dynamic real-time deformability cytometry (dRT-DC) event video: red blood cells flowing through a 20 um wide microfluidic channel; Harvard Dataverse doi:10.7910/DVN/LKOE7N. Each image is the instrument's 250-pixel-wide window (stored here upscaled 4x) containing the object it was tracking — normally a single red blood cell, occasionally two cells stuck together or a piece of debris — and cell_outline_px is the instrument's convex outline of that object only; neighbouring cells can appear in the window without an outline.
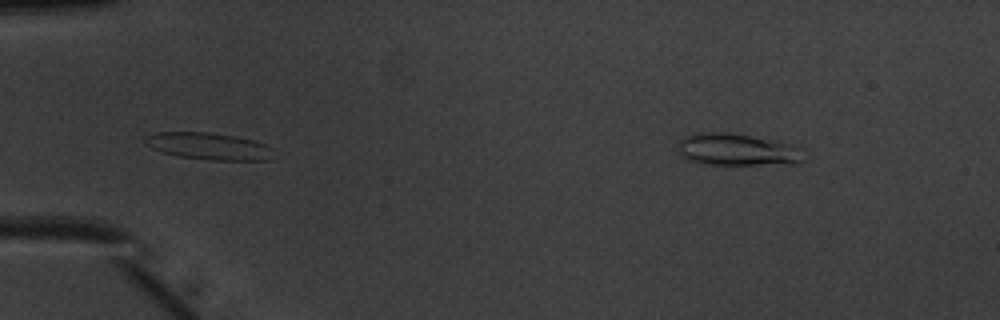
{"species": "common noctule bat (a hibernating species)", "species_latin": "Nyctalus noctula", "temperature_condition": "warm", "stored_images_in_passage": 8, "segment_of_instrument_passage": [2, 2], "camera_frame_rate_fps": 3000, "um_per_image_px": 0.085, "animal": {"sex": "male", "body_mass_g": 20.1, "forearm_length_mm": 53.5}, "frame": {"image": 1, "passage_image": 8, "time_ms": 2.333, "image_size_px": [1000, 320], "cell_outline_px": [[804, 160], [800, 164], [700, 164], [688, 160], [680, 152], [680, 140], [684, 136], [696, 132], [728, 132], [776, 140], [792, 144], [804, 148]], "centroid_in_image_um": [62.75, 12.72], "position_along_channel_um": 22.3, "area_um2": 23.87}}